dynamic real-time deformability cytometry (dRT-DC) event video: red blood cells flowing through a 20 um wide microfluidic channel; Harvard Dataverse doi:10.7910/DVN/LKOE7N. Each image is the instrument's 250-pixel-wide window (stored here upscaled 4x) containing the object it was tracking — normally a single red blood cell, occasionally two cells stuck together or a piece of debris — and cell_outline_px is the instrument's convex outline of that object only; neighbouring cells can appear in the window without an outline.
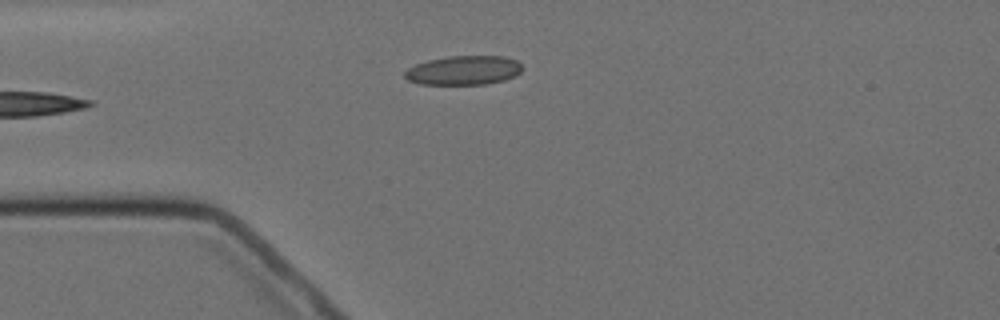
{"species": "Egyptian fruit bat (a non-hibernating species)", "species_latin": "Rousettus aegyptiacus", "temperature_condition": "cold", "stored_images_in_passage": 4, "camera_frame_rate_fps": 3000, "um_per_image_px": 0.085, "animal": {"sex": "female"}, "frame": {"image": 1, "passage_image": 4, "time_ms": 3.667, "image_size_px": [1000, 320], "cell_outline_px": [[524, 68], [516, 76], [504, 80], [488, 84], [420, 84], [408, 80], [404, 76], [404, 72], [408, 68], [416, 64], [428, 60], [448, 56], [504, 56], [516, 60]], "centroid_in_image_um": [39.43, 5.97], "position_along_channel_um": 45.6, "area_um2": 20.06}}